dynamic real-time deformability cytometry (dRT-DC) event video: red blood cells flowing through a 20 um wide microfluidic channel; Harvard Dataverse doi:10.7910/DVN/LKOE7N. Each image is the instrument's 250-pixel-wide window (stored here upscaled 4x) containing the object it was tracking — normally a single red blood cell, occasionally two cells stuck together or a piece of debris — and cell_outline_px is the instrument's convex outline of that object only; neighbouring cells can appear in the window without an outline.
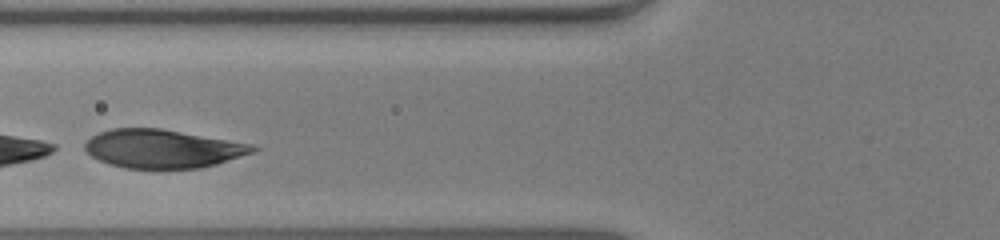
{"species": "human", "species_latin": "Homo sapiens", "temperature_condition": "warm", "stored_images_in_passage": 29, "camera_frame_rate_fps": 3000, "um_per_image_px": 0.085, "donor": {"sex": "male"}, "frame": {"image": 1, "passage_image": 8, "time_ms": 2.333, "image_size_px": [1000, 240], "cell_outline_px": [[260, 148], [256, 152], [216, 164], [200, 168], [124, 168], [108, 164], [92, 156], [84, 148], [84, 144], [92, 136], [100, 132], [112, 128], [160, 128], [252, 144]], "centroid_in_image_um": [13.84, 12.64], "position_along_channel_um": 112.0, "area_um2": 37.57}}
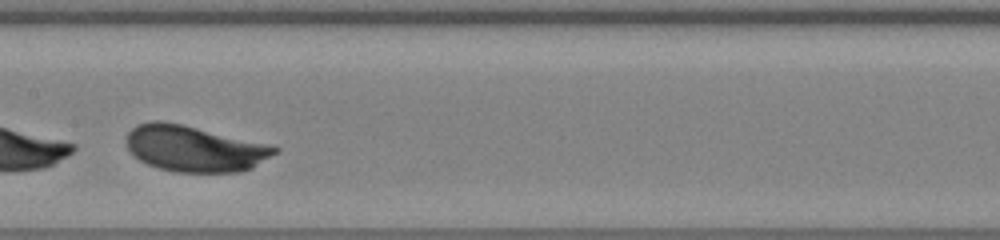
{"frame": {"image": 2, "passage_image": 14, "time_ms": 4.333, "image_size_px": [1000, 240], "cell_outline_px": [[280, 152], [252, 168], [240, 172], [172, 172], [148, 164], [140, 160], [128, 148], [128, 132], [136, 124], [152, 120], [160, 120], [180, 124], [268, 144], [280, 148]], "centroid_in_image_um": [16.57, 12.64], "position_along_channel_um": 190.8, "area_um2": 39.54}}
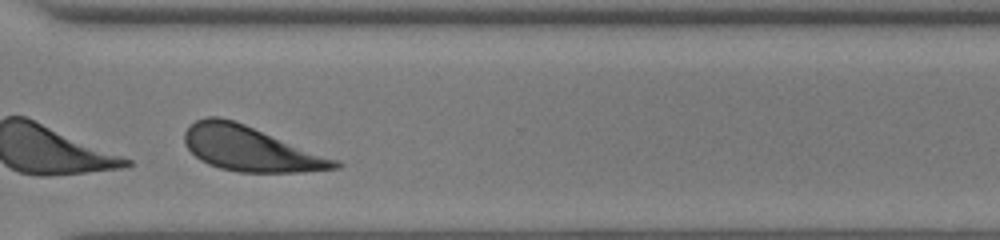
{"frame": {"image": 3, "passage_image": 26, "time_ms": 8.333, "image_size_px": [1000, 240], "cell_outline_px": [[344, 164], [340, 168], [300, 172], [240, 172], [220, 168], [208, 164], [200, 160], [184, 144], [184, 132], [196, 120], [208, 116], [220, 116], [244, 124], [340, 160]], "centroid_in_image_um": [21.31, 12.65], "position_along_channel_um": 349.3, "area_um2": 39.19}, "authors_computed_cell_mechanics": {"area_um2": 39.5352, "velocity_mm_per_s": 3.9554, "shape_relaxation_time_tau1_ms": 0.5049, "shape_relaxation_time_tau2_ms": null, "deformation_change_tau1": 0.2634, "deformation_change_tau2": null}}